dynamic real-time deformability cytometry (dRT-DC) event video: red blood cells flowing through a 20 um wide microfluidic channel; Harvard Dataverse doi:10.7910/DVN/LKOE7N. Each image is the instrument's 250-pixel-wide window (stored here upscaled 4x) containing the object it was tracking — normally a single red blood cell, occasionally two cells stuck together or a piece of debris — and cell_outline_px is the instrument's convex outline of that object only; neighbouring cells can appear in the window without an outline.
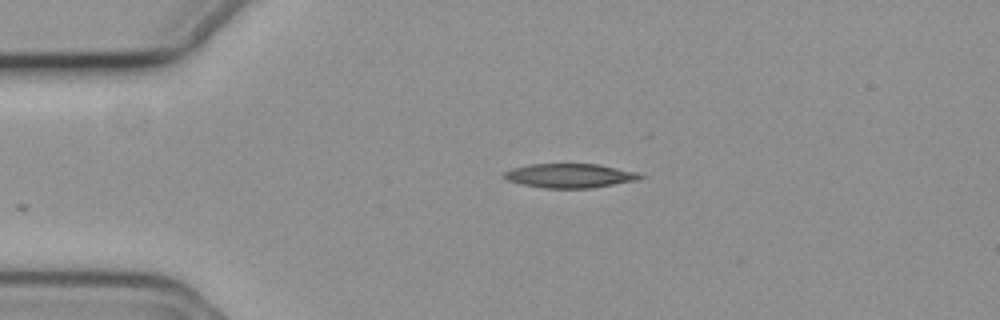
{"species": "common noctule bat (a hibernating species)", "species_latin": "Nyctalus noctula", "temperature_condition": "cold", "stored_images_in_passage": 31, "camera_frame_rate_fps": 3000, "um_per_image_px": 0.085, "animal": {"sex": "female", "body_mass_g": 19.3, "forearm_length_mm": 54.1}, "frame": {"image": 1, "passage_image": 1, "time_ms": 0.0, "image_size_px": [1000, 320], "cell_outline_px": [[644, 176], [640, 180], [592, 188], [544, 188], [520, 184], [508, 180], [504, 176], [504, 172], [512, 168], [528, 164], [600, 164], [636, 172]], "centroid_in_image_um": [48.45, 14.93], "position_along_channel_um": 36.5, "area_um2": 19.25}}
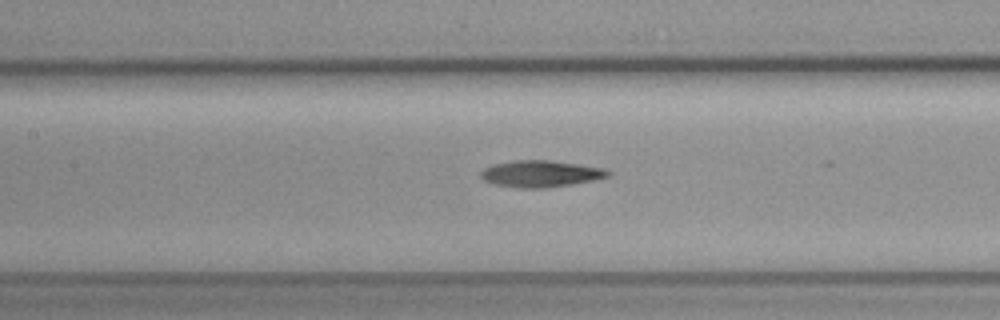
{"frame": {"image": 2, "passage_image": 14, "time_ms": 4.333, "image_size_px": [1000, 320], "cell_outline_px": [[612, 172], [608, 176], [592, 180], [572, 184], [544, 188], [516, 188], [492, 184], [484, 180], [480, 176], [480, 172], [484, 168], [492, 164], [512, 160], [552, 160], [604, 168]], "centroid_in_image_um": [45.91, 14.76], "position_along_channel_um": 161.5, "area_um2": 19.88}}
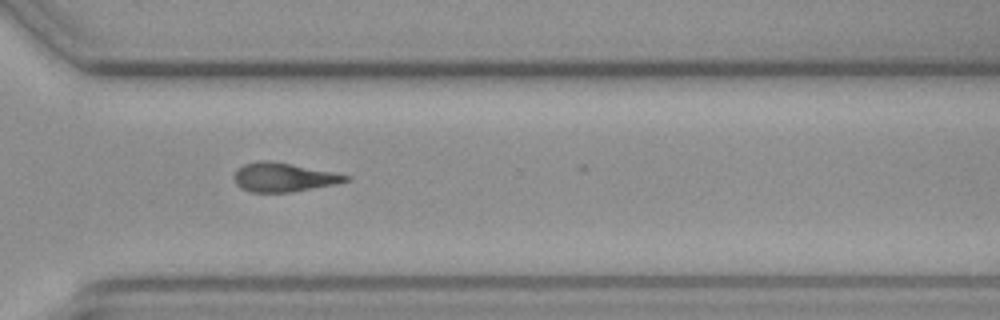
{"frame": {"image": 3, "passage_image": 29, "time_ms": 9.333, "image_size_px": [1000, 320], "cell_outline_px": [[352, 180], [336, 184], [292, 192], [248, 192], [240, 188], [236, 184], [232, 176], [236, 168], [244, 164], [260, 160], [268, 160], [292, 164], [352, 176]], "centroid_in_image_um": [24.07, 15.07], "position_along_channel_um": 346.5, "area_um2": 19.07}}